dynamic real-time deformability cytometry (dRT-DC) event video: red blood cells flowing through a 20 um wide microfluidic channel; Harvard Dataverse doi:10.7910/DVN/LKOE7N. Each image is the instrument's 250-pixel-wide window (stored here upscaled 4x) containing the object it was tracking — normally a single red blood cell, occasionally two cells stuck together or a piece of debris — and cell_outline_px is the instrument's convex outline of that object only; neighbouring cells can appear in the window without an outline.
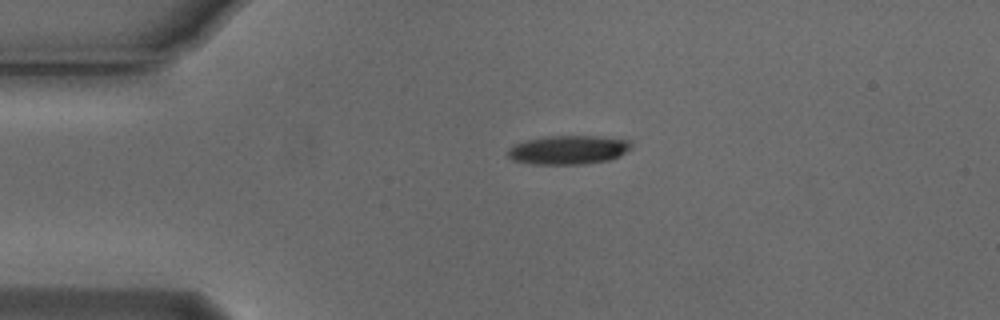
{"species": "Egyptian fruit bat (a non-hibernating species)", "species_latin": "Rousettus aegyptiacus", "temperature_condition": "cold", "stored_images_in_passage": 41, "camera_frame_rate_fps": 3000, "um_per_image_px": 0.085, "animal": {"sex": "male"}, "frame": {"image": 1, "passage_image": 1, "time_ms": 0.0, "image_size_px": [1000, 320], "cell_outline_px": [[632, 148], [620, 156], [608, 160], [584, 164], [532, 164], [512, 160], [508, 156], [508, 148], [516, 144], [528, 140], [548, 136], [596, 136], [632, 140]], "centroid_in_image_um": [48.35, 12.74], "position_along_channel_um": 36.6, "area_um2": 20.81}}
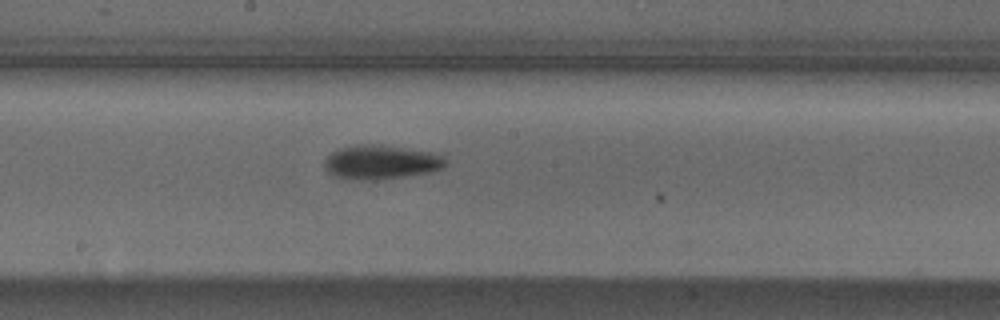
{"frame": {"image": 2, "passage_image": 18, "time_ms": 5.667, "image_size_px": [1000, 320], "cell_outline_px": [[448, 164], [444, 168], [432, 172], [376, 180], [344, 180], [332, 176], [324, 168], [324, 160], [332, 152], [340, 148], [356, 144], [380, 144], [432, 152], [444, 156], [448, 160]], "centroid_in_image_um": [32.38, 13.79], "position_along_channel_um": 215.8, "area_um2": 24.68}}
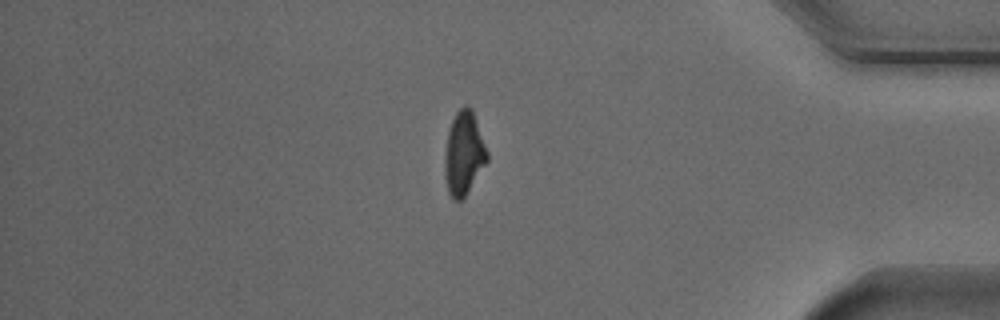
{"frame": {"image": 3, "passage_image": 35, "time_ms": 11.333, "image_size_px": [1000, 320], "cell_outline_px": [[488, 160], [464, 196], [460, 200], [452, 200], [448, 192], [444, 176], [444, 156], [448, 132], [452, 120], [456, 112], [464, 104], [468, 104], [472, 108], [488, 152]], "centroid_in_image_um": [39.41, 13.01], "position_along_channel_um": 395.8, "area_um2": 20.63}}